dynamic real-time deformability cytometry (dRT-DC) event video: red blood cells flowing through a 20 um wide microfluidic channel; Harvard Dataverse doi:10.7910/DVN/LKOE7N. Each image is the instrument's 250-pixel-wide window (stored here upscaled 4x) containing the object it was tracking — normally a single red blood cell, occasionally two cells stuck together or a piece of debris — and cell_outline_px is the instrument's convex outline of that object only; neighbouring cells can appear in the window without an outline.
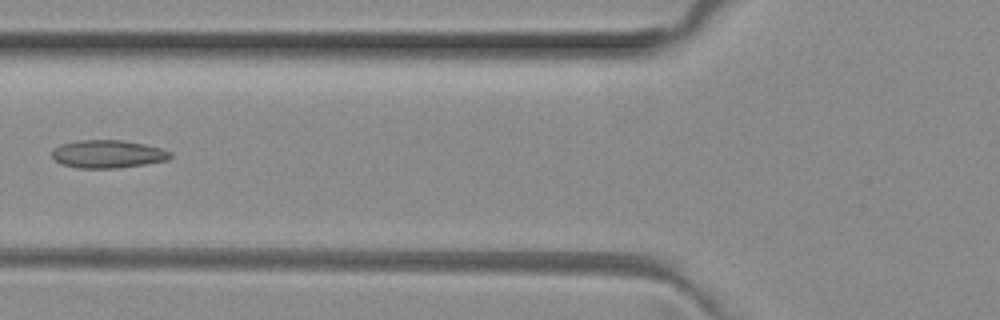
{"species": "common noctule bat (a hibernating species)", "species_latin": "Nyctalus noctula", "temperature_condition": "room temperature", "stored_images_in_passage": 5, "camera_frame_rate_fps": 3000, "um_per_image_px": 0.085, "animal": {"sex": "female", "body_mass_g": 29.2, "forearm_length_mm": 56.3}, "frame": {"image": 1, "passage_image": 4, "time_ms": 1.0, "image_size_px": [1000, 320], "cell_outline_px": [[172, 156], [168, 160], [144, 164], [116, 168], [76, 168], [60, 164], [52, 156], [52, 152], [60, 144], [80, 140], [120, 140], [144, 144], [160, 148], [172, 152]], "centroid_in_image_um": [9.16, 13.1], "position_along_channel_um": 116.6, "area_um2": 19.19}}
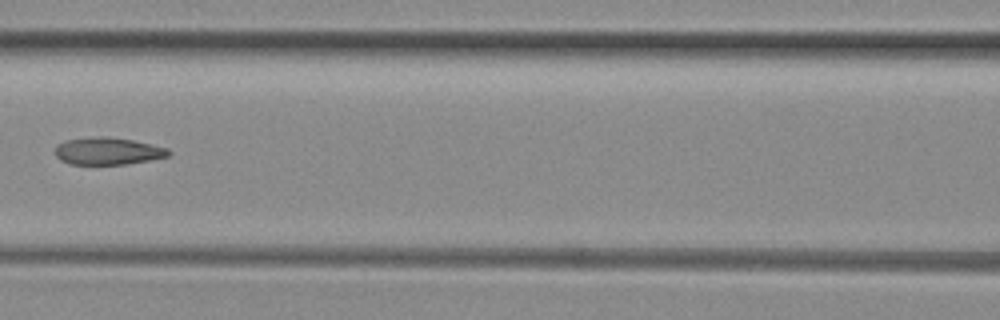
{"frame": {"image": 2, "passage_image": 5, "time_ms": 1.333, "image_size_px": [1000, 320], "cell_outline_px": [[172, 152], [168, 156], [128, 164], [68, 164], [60, 160], [56, 156], [56, 148], [64, 140], [96, 136], [104, 136], [132, 140], [168, 148]], "centroid_in_image_um": [9.16, 12.84], "position_along_channel_um": 157.4, "area_um2": 17.92}}